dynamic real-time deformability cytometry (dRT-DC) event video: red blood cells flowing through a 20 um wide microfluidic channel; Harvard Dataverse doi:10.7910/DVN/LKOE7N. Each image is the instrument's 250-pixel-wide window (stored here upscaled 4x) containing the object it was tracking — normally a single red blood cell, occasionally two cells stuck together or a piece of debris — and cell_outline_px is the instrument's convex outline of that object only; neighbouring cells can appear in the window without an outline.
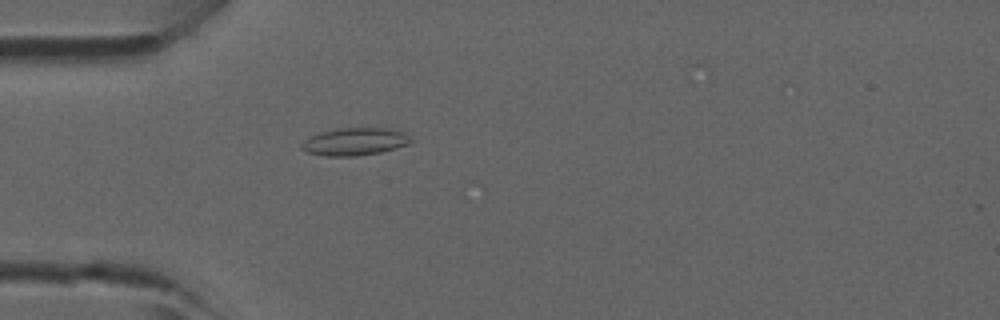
{"species": "common noctule bat (a hibernating species)", "species_latin": "Nyctalus noctula", "temperature_condition": "room temperature", "stored_images_in_passage": 32, "camera_frame_rate_fps": 3000, "um_per_image_px": 0.085, "animal": {"sex": "male", "forearm_length_mm": 52.5}, "frame": {"image": 1, "passage_image": 14, "time_ms": 4.333, "image_size_px": [1000, 320], "cell_outline_px": [[412, 140], [408, 144], [396, 148], [380, 152], [356, 156], [324, 156], [308, 152], [300, 148], [300, 144], [308, 136], [320, 132], [340, 128], [388, 128], [400, 132], [408, 136]], "centroid_in_image_um": [30.09, 12.04], "position_along_channel_um": 54.9, "area_um2": 17.46}}
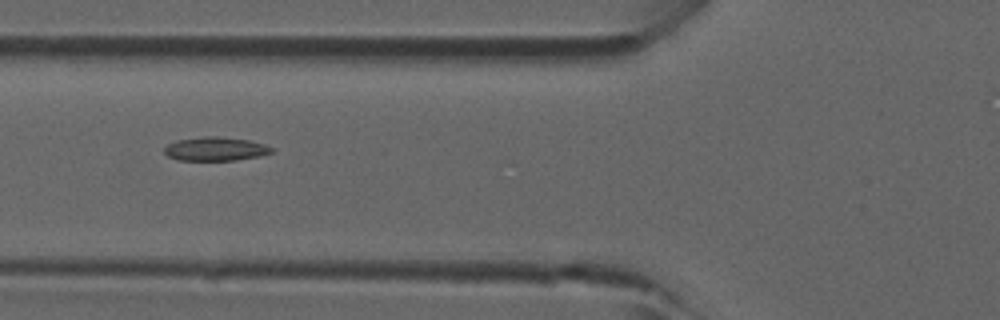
{"frame": {"image": 2, "passage_image": 18, "time_ms": 5.667, "image_size_px": [1000, 320], "cell_outline_px": [[272, 152], [260, 156], [232, 160], [176, 160], [168, 156], [164, 152], [164, 148], [168, 144], [176, 140], [204, 136], [216, 136], [248, 140], [264, 144], [272, 148]], "centroid_in_image_um": [18.27, 12.65], "position_along_channel_um": 107.5, "area_um2": 14.74}}
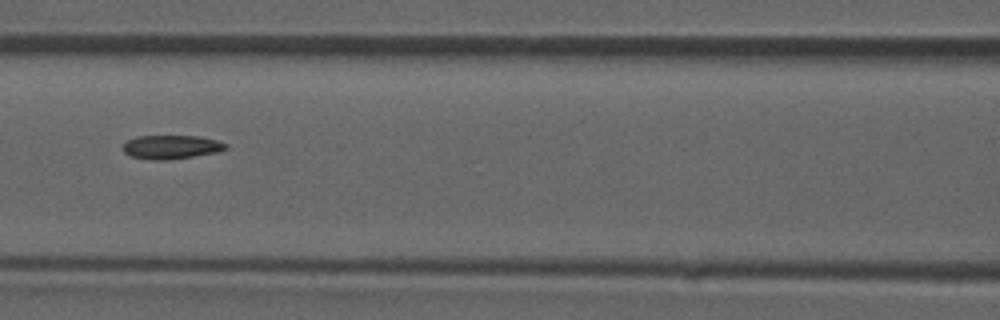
{"frame": {"image": 3, "passage_image": 21, "time_ms": 6.667, "image_size_px": [1000, 320], "cell_outline_px": [[228, 148], [216, 152], [168, 160], [152, 160], [132, 156], [124, 152], [120, 148], [124, 140], [136, 136], [200, 136], [216, 140], [228, 144]], "centroid_in_image_um": [14.49, 12.48], "position_along_channel_um": 152.1, "area_um2": 14.39}}